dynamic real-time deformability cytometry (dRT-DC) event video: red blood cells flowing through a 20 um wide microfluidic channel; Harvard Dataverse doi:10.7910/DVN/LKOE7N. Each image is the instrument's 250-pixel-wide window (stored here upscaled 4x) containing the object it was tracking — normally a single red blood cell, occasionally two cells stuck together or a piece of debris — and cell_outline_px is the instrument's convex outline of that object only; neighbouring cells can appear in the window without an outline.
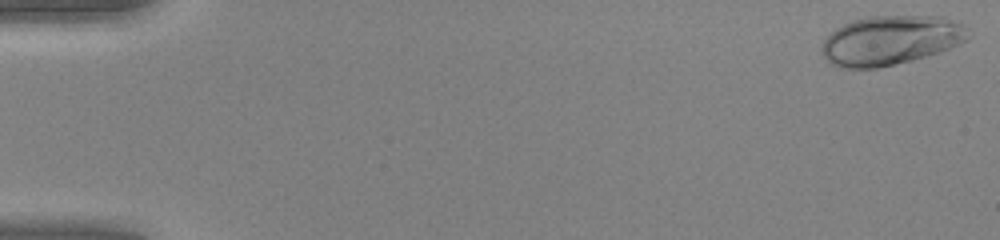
{"species": "human", "species_latin": "Homo sapiens", "temperature_condition": "warm", "stored_images_in_passage": 49, "camera_frame_rate_fps": 3000, "um_per_image_px": 0.085, "donor": {"sex": "female"}, "frame": {"image": 1, "passage_image": 1, "time_ms": 0.0, "image_size_px": [1000, 240], "cell_outline_px": [[972, 36], [968, 40], [960, 44], [912, 60], [876, 68], [840, 68], [828, 64], [820, 52], [820, 44], [836, 28], [852, 20], [868, 16], [944, 16], [964, 24], [968, 28]], "centroid_in_image_um": [75.69, 3.42], "position_along_channel_um": 9.3, "area_um2": 42.6}}
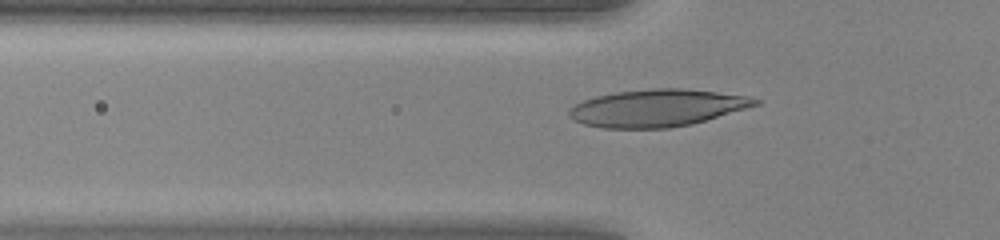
{"frame": {"image": 2, "passage_image": 17, "time_ms": 5.333, "image_size_px": [1000, 240], "cell_outline_px": [[760, 104], [692, 124], [672, 128], [604, 128], [584, 124], [568, 116], [568, 112], [576, 104], [584, 100], [596, 96], [616, 92], [652, 88], [684, 88], [748, 96], [760, 100]], "centroid_in_image_um": [55.87, 9.18], "position_along_channel_um": 69.9, "area_um2": 40.17}}
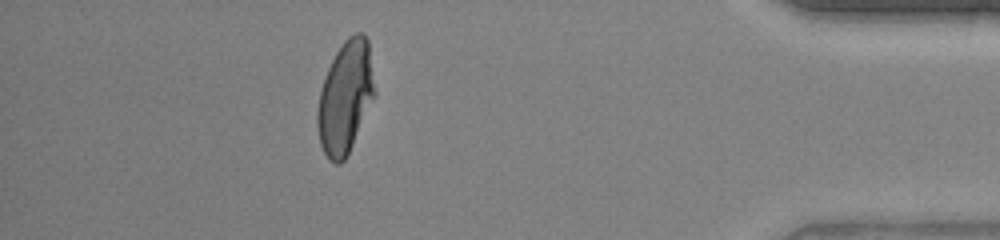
{"frame": {"image": 3, "passage_image": 44, "time_ms": 14.333, "image_size_px": [1000, 240], "cell_outline_px": [[376, 96], [344, 160], [340, 164], [336, 164], [328, 160], [320, 144], [316, 124], [316, 112], [320, 92], [328, 68], [336, 52], [344, 40], [348, 36], [356, 32], [364, 32], [368, 40], [376, 92]], "centroid_in_image_um": [29.36, 8.26], "position_along_channel_um": 405.8, "area_um2": 37.57}, "authors_computed_cell_mechanics": {"area_um2": 37.8012, "velocity_mm_per_s": 4.2149, "shape_relaxation_time_tau1_ms": 5.0487, "shape_relaxation_time_tau2_ms": null, "deformation_change_tau1": 0.2515, "deformation_change_tau2": null}}